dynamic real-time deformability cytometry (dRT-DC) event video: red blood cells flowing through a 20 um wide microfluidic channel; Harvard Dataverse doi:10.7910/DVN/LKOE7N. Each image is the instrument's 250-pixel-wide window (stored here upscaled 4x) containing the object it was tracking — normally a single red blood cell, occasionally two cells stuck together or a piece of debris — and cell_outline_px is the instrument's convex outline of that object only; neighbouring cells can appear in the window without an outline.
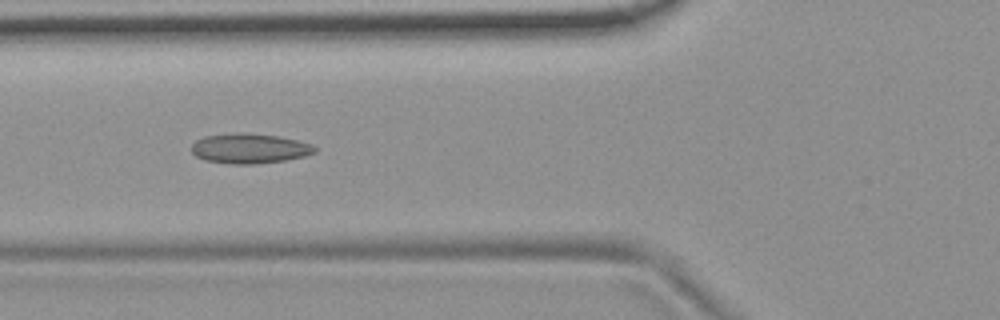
{"species": "common noctule bat (a hibernating species)", "species_latin": "Nyctalus noctula", "temperature_condition": "room temperature", "stored_images_in_passage": 34, "camera_frame_rate_fps": 3000, "um_per_image_px": 0.085, "animal": {"sex": "female", "body_mass_g": 19.9}, "frame": {"image": 1, "passage_image": 8, "time_ms": 2.333, "image_size_px": [1000, 320], "cell_outline_px": [[316, 152], [304, 156], [284, 160], [256, 164], [228, 164], [204, 160], [196, 156], [192, 152], [192, 144], [196, 140], [204, 136], [236, 132], [244, 132], [276, 136], [296, 140], [312, 144], [316, 148]], "centroid_in_image_um": [21.18, 12.62], "position_along_channel_um": 104.6, "area_um2": 21.56}}
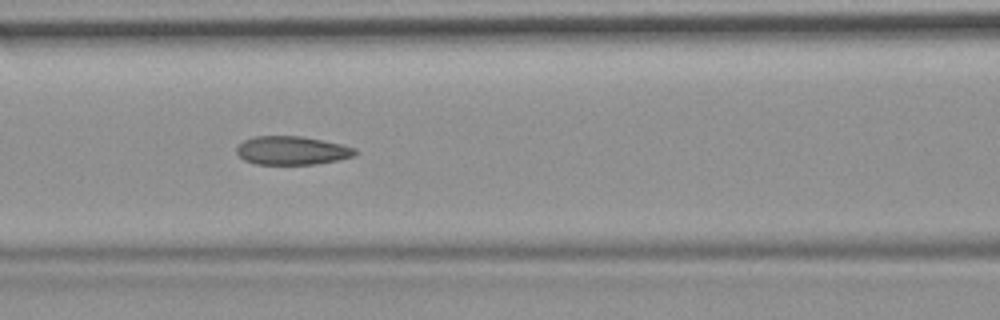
{"frame": {"image": 2, "passage_image": 11, "time_ms": 3.333, "image_size_px": [1000, 320], "cell_outline_px": [[356, 156], [316, 164], [256, 164], [244, 160], [236, 152], [236, 148], [244, 140], [256, 136], [300, 136], [340, 144], [356, 148]], "centroid_in_image_um": [24.81, 12.79], "position_along_channel_um": 141.8, "area_um2": 19.54}}
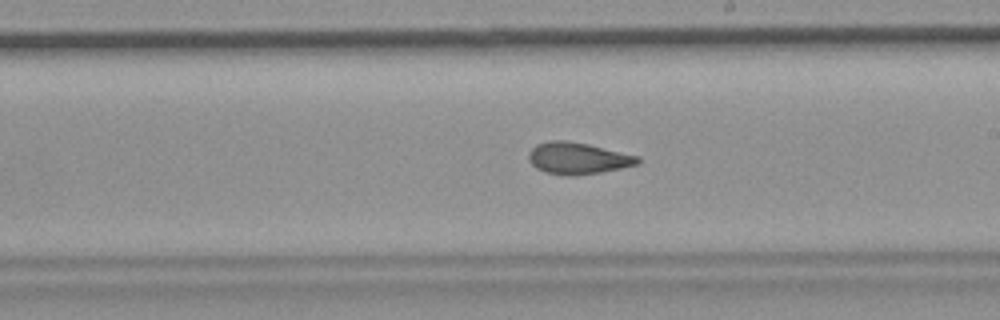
{"frame": {"image": 3, "passage_image": 19, "time_ms": 6.0, "image_size_px": [1000, 320], "cell_outline_px": [[640, 164], [600, 172], [576, 176], [564, 176], [544, 172], [536, 168], [528, 160], [528, 152], [536, 144], [552, 140], [564, 140], [588, 144], [640, 156]], "centroid_in_image_um": [49.1, 13.46], "position_along_channel_um": 239.9, "area_um2": 20.35}, "authors_computed_cell_mechanics": {"area_um2": 20.3167, "velocity_mm_per_s": 3.6987, "shape_relaxation_time_tau1_ms": null, "shape_relaxation_time_tau2_ms": 2.5539, "deformation_change_tau1": null, "deformation_change_tau2": 0.0811}}